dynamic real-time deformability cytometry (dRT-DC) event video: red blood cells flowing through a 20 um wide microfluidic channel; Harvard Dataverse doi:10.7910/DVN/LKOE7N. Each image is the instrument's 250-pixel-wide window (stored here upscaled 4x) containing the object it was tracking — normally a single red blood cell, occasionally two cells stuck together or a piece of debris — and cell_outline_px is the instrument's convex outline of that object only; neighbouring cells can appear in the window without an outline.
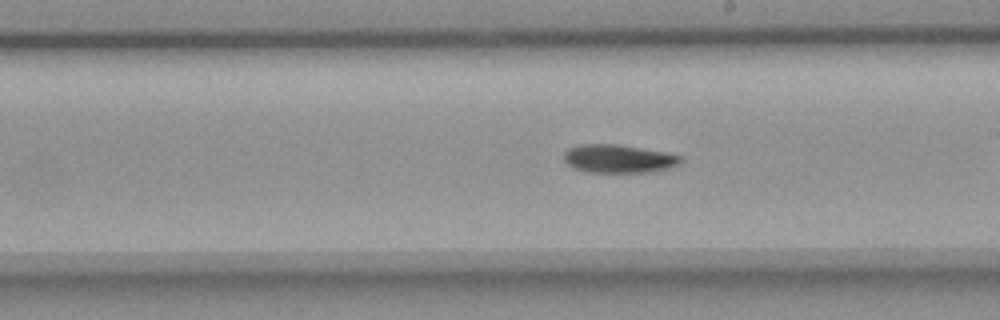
{"species": "common noctule bat (a hibernating species)", "species_latin": "Nyctalus noctula", "temperature_condition": "room temperature", "stored_images_in_passage": 27, "camera_frame_rate_fps": 3000, "um_per_image_px": 0.085, "animal": {"sex": "female", "body_mass_g": 18.4}, "frame": {"image": 1, "passage_image": 16, "time_ms": 5.0, "image_size_px": [1000, 320], "cell_outline_px": [[684, 160], [668, 168], [652, 172], [588, 172], [572, 168], [564, 160], [564, 152], [568, 148], [580, 144], [616, 144], [664, 152], [680, 156]], "centroid_in_image_um": [52.53, 13.49], "position_along_channel_um": 236.5, "area_um2": 19.13}}
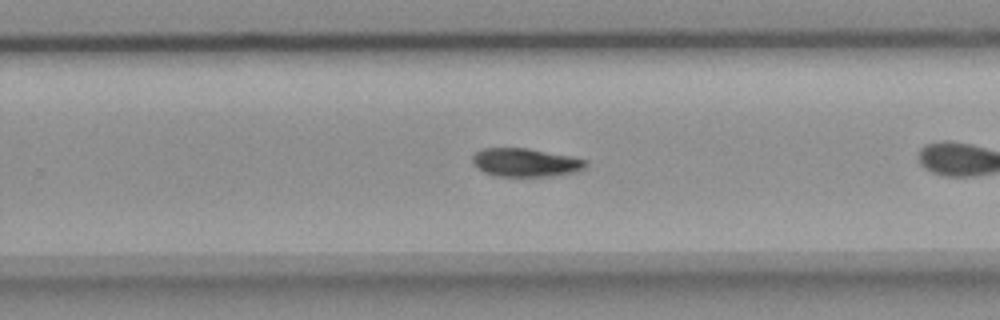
{"frame": {"image": 2, "passage_image": 20, "time_ms": 6.333, "image_size_px": [1000, 320], "cell_outline_px": [[588, 164], [584, 168], [576, 172], [556, 176], [500, 176], [484, 172], [476, 168], [472, 160], [472, 156], [476, 152], [484, 148], [528, 148], [588, 160]], "centroid_in_image_um": [44.68, 13.82], "position_along_channel_um": 285.1, "area_um2": 18.73}}
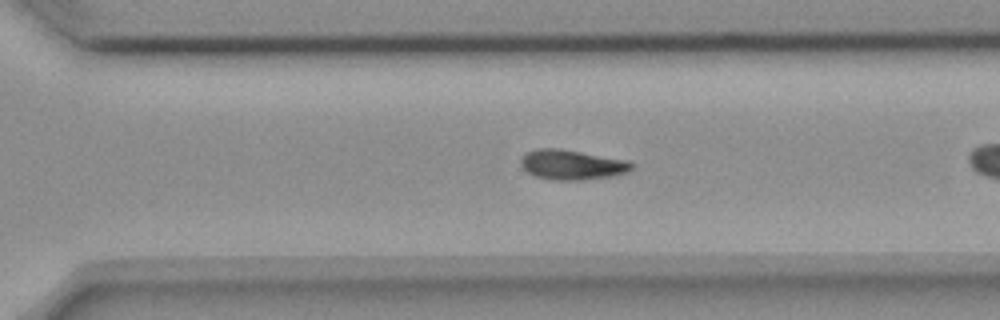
{"frame": {"image": 3, "passage_image": 23, "time_ms": 7.333, "image_size_px": [1000, 320], "cell_outline_px": [[632, 168], [624, 172], [612, 176], [584, 180], [552, 180], [536, 176], [528, 172], [520, 164], [520, 160], [524, 152], [536, 148], [560, 148], [628, 160], [632, 164]], "centroid_in_image_um": [48.56, 13.99], "position_along_channel_um": 322.0, "area_um2": 19.36}}